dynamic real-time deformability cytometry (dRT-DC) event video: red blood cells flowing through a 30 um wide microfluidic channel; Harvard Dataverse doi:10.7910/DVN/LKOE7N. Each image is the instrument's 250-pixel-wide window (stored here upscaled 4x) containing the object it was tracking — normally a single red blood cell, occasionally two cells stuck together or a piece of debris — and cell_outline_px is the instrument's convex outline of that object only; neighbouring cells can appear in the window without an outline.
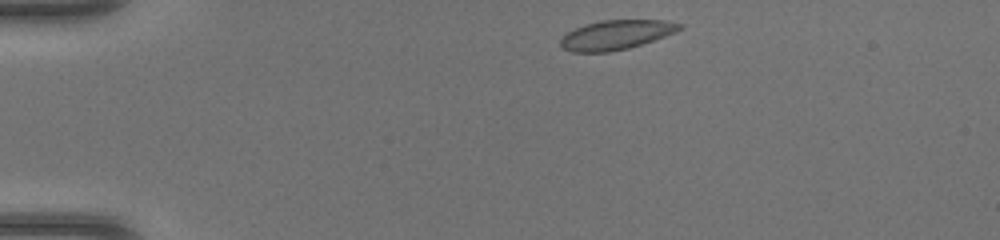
{"species": "common noctule bat (a hibernating species)", "species_latin": "Nyctalus noctula", "temperature_condition": "warm", "stored_images_in_passage": 38, "camera_frame_rate_fps": 3000, "um_per_image_px": 0.085, "animal": {"sex": "female", "body_mass_g": 17.0, "forearm_length_mm": 48.0}, "frame": {"image": 1, "passage_image": 1, "time_ms": 0.0, "image_size_px": [1000, 240], "cell_outline_px": [[684, 28], [676, 32], [628, 48], [608, 52], [572, 52], [564, 48], [560, 44], [560, 40], [568, 32], [576, 28], [600, 20], [664, 20], [684, 24]], "centroid_in_image_um": [52.4, 2.95], "position_along_channel_um": 32.6, "area_um2": 20.17}}
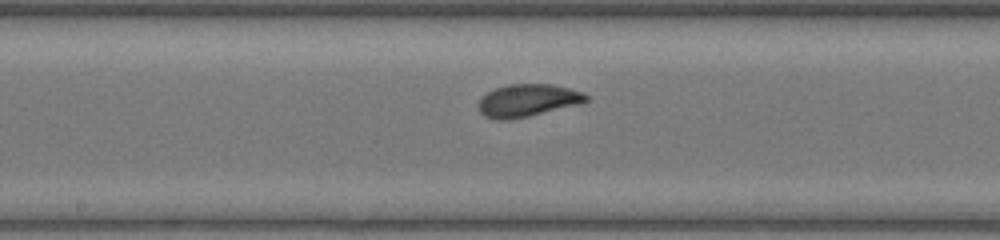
{"frame": {"image": 2, "passage_image": 17, "time_ms": 5.333, "image_size_px": [1000, 240], "cell_outline_px": [[588, 100], [584, 104], [528, 116], [508, 120], [496, 120], [484, 116], [480, 112], [480, 100], [488, 92], [496, 88], [508, 84], [552, 84], [584, 92], [588, 96]], "centroid_in_image_um": [44.92, 8.54], "position_along_channel_um": 203.3, "area_um2": 20.46}}
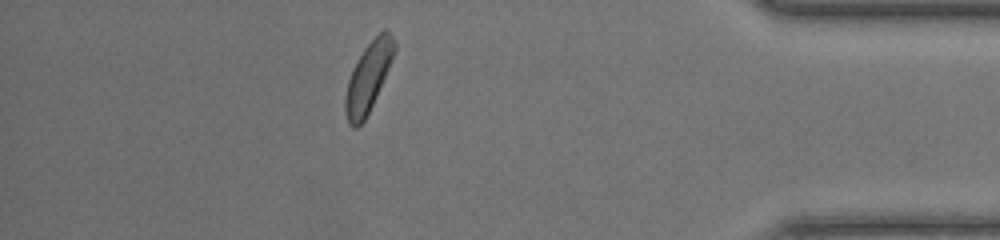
{"frame": {"image": 3, "passage_image": 33, "time_ms": 10.667, "image_size_px": [1000, 240], "cell_outline_px": [[396, 48], [388, 68], [376, 96], [364, 120], [356, 128], [352, 128], [348, 124], [344, 108], [344, 96], [348, 80], [352, 68], [364, 48], [384, 28], [392, 36], [396, 44]], "centroid_in_image_um": [31.26, 6.58], "position_along_channel_um": 403.9, "area_um2": 19.48}}